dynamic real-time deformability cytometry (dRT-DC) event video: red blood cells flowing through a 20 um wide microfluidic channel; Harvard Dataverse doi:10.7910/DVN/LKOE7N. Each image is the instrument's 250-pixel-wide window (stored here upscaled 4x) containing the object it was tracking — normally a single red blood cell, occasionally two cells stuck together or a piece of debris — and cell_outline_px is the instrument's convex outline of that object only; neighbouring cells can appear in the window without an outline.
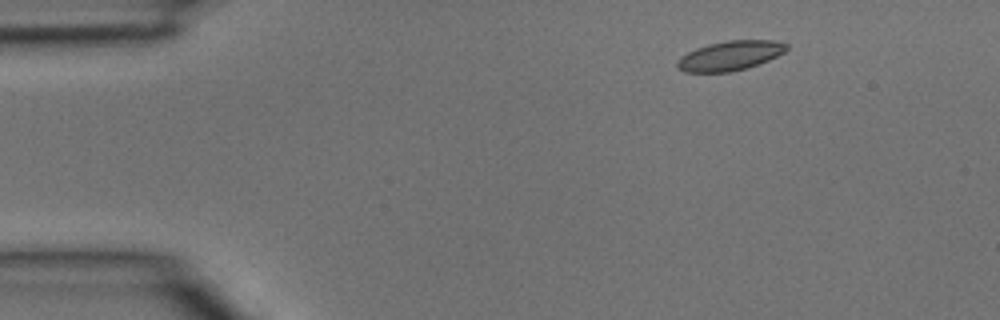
{"species": "common noctule bat (a hibernating species)", "species_latin": "Nyctalus noctula", "temperature_condition": "room temperature", "stored_images_in_passage": 3, "segment_of_instrument_passage": [2, 2], "camera_frame_rate_fps": 3000, "um_per_image_px": 0.085, "animal": {"sex": "male", "body_mass_g": 15.6}, "frame": {"image": 1, "passage_image": 3, "time_ms": 0.667, "image_size_px": [1000, 320], "cell_outline_px": [[788, 48], [784, 52], [768, 60], [748, 68], [728, 72], [684, 72], [676, 68], [676, 64], [680, 56], [696, 48], [708, 44], [728, 40], [772, 40], [788, 44]], "centroid_in_image_um": [62.03, 4.73], "position_along_channel_um": 23.0, "area_um2": 18.84}}